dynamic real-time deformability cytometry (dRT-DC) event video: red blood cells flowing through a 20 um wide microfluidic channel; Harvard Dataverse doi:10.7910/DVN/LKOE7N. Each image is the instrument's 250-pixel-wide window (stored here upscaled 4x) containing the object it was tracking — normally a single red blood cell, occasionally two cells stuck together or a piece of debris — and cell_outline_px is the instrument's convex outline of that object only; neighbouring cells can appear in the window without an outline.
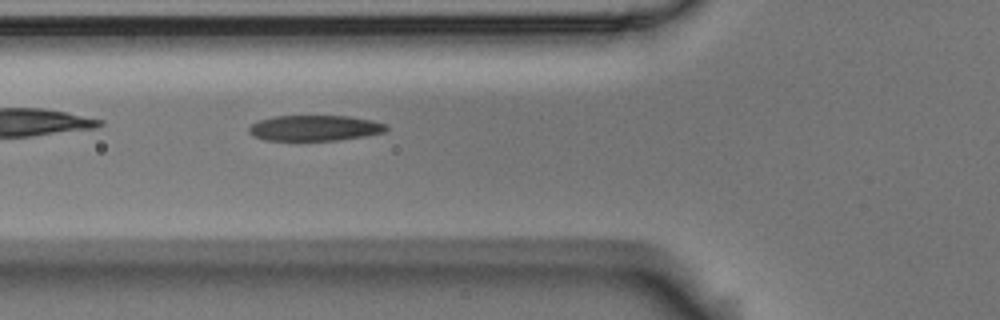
{"species": "Egyptian fruit bat (a non-hibernating species)", "species_latin": "Rousettus aegyptiacus", "temperature_condition": "room temperature", "stored_images_in_passage": 39, "camera_frame_rate_fps": 3000, "um_per_image_px": 0.085, "animal": {"sex": "male"}, "frame": {"image": 1, "passage_image": 3, "time_ms": 0.667, "image_size_px": [1000, 320], "cell_outline_px": [[388, 128], [384, 132], [364, 136], [340, 140], [264, 140], [252, 136], [248, 132], [248, 128], [252, 124], [260, 120], [272, 116], [348, 116], [372, 120], [388, 124]], "centroid_in_image_um": [26.75, 10.88], "position_along_channel_um": 99.1, "area_um2": 20.58}}
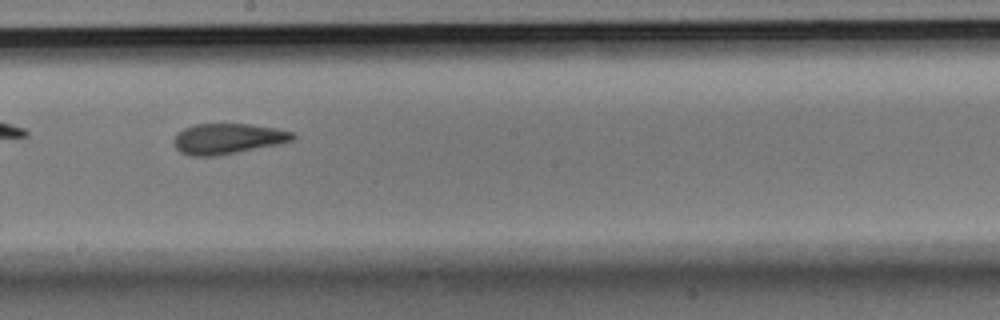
{"frame": {"image": 2, "passage_image": 14, "time_ms": 4.333, "image_size_px": [1000, 320], "cell_outline_px": [[296, 136], [292, 140], [280, 144], [216, 156], [188, 156], [180, 152], [172, 144], [172, 140], [184, 128], [196, 124], [248, 124], [276, 128], [292, 132]], "centroid_in_image_um": [19.33, 11.8], "position_along_channel_um": 228.9, "area_um2": 21.15}}
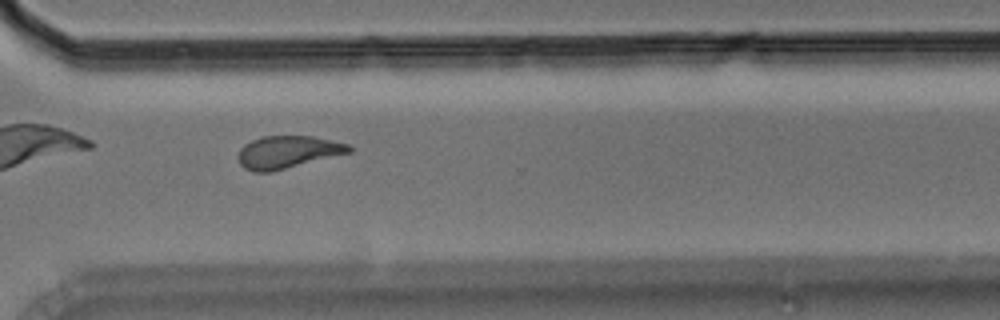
{"frame": {"image": 3, "passage_image": 24, "time_ms": 7.667, "image_size_px": [1000, 320], "cell_outline_px": [[352, 152], [272, 172], [252, 172], [244, 168], [240, 164], [236, 156], [240, 148], [244, 144], [252, 140], [264, 136], [312, 136], [332, 140], [348, 144], [352, 148]], "centroid_in_image_um": [24.42, 12.93], "position_along_channel_um": 346.2, "area_um2": 21.21}}